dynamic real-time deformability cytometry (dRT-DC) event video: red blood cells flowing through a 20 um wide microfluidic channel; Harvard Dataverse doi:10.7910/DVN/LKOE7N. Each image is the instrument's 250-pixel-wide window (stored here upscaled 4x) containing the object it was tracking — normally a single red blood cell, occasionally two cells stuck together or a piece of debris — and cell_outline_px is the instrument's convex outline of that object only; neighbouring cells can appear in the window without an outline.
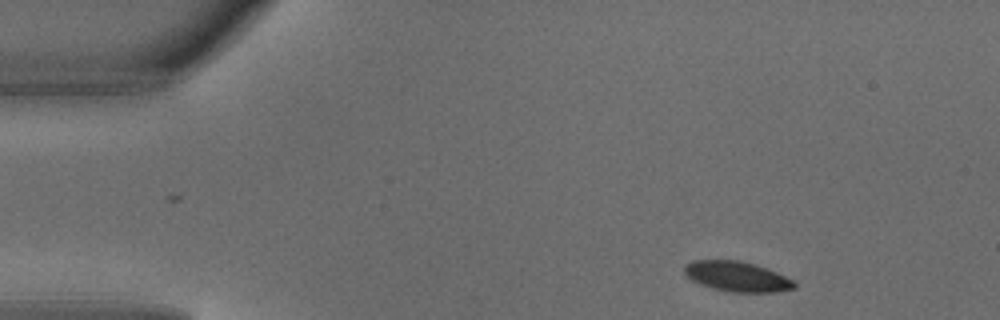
{"species": "common noctule bat (a hibernating species)", "species_latin": "Nyctalus noctula", "temperature_condition": "warm", "stored_images_in_passage": 2, "camera_frame_rate_fps": 3000, "um_per_image_px": 0.085, "animal": {"sex": "male", "body_mass_g": 18.8}, "frame": {"image": 1, "passage_image": 1, "time_ms": 0.0, "image_size_px": [1000, 320], "cell_outline_px": [[796, 288], [772, 292], [728, 292], [712, 288], [700, 284], [692, 280], [684, 272], [684, 268], [692, 260], [736, 260], [756, 264], [768, 268], [792, 280], [796, 284]], "centroid_in_image_um": [62.65, 23.5], "position_along_channel_um": 22.4, "area_um2": 19.19}}